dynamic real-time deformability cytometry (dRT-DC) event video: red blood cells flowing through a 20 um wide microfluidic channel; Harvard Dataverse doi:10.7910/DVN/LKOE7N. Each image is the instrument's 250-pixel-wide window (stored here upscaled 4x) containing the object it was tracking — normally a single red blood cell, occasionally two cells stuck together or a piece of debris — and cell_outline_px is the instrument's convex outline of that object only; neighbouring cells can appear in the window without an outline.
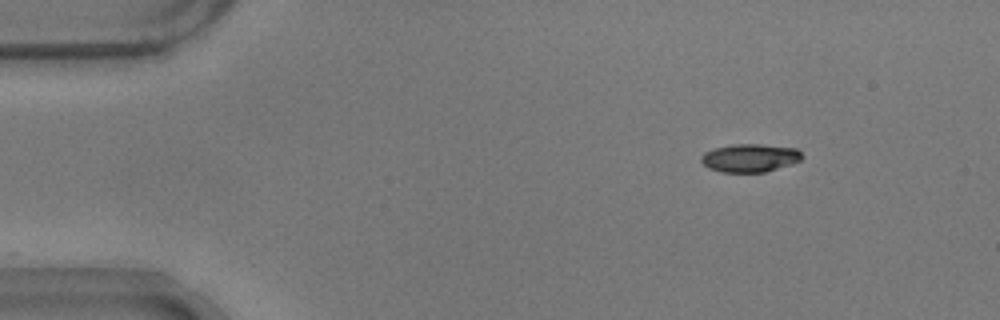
{"species": "common noctule bat (a hibernating species)", "species_latin": "Nyctalus noctula", "temperature_condition": "warm", "stored_images_in_passage": 44, "camera_frame_rate_fps": 3000, "um_per_image_px": 0.085, "animal": {"sex": "male", "body_mass_g": 17.9}, "frame": {"image": 1, "passage_image": 1, "time_ms": 0.0, "image_size_px": [1000, 320], "cell_outline_px": [[804, 156], [800, 160], [792, 164], [764, 172], [720, 172], [708, 168], [700, 160], [700, 156], [704, 152], [712, 148], [732, 144], [760, 144], [796, 148]], "centroid_in_image_um": [63.71, 13.42], "position_along_channel_um": 21.3, "area_um2": 16.7}}
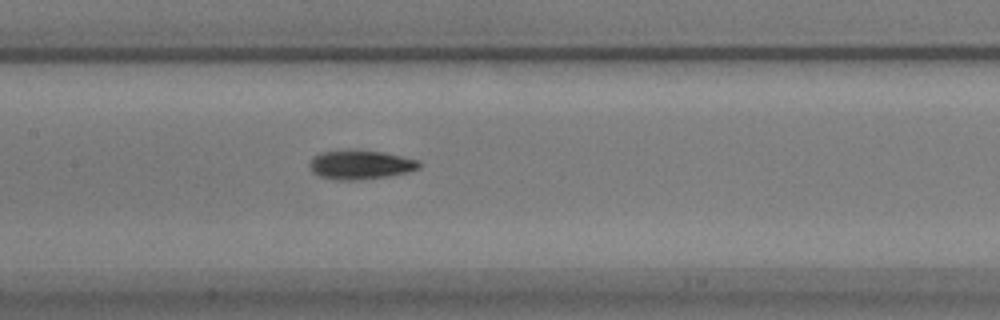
{"frame": {"image": 2, "passage_image": 20, "time_ms": 6.333, "image_size_px": [1000, 320], "cell_outline_px": [[420, 168], [408, 172], [388, 176], [352, 180], [336, 180], [320, 176], [312, 172], [308, 164], [312, 156], [320, 152], [344, 148], [356, 148], [380, 152], [420, 160]], "centroid_in_image_um": [30.58, 13.96], "position_along_channel_um": 176.8, "area_um2": 19.02}}
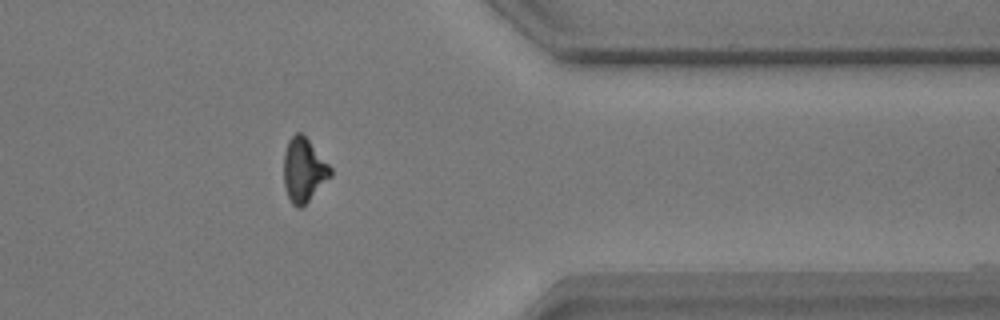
{"frame": {"image": 3, "passage_image": 38, "time_ms": 12.333, "image_size_px": [1000, 320], "cell_outline_px": [[332, 176], [300, 208], [296, 208], [292, 204], [284, 188], [284, 152], [288, 140], [296, 132], [300, 132], [308, 140], [332, 168]], "centroid_in_image_um": [25.81, 14.46], "position_along_channel_um": 385.6, "area_um2": 17.22}, "authors_computed_cell_mechanics": {"area_um2": 17.1955, "velocity_mm_per_s": 3.7236, "shape_relaxation_time_tau1_ms": 3.709, "shape_relaxation_time_tau2_ms": null, "deformation_change_tau1": 0.1523, "deformation_change_tau2": null}}